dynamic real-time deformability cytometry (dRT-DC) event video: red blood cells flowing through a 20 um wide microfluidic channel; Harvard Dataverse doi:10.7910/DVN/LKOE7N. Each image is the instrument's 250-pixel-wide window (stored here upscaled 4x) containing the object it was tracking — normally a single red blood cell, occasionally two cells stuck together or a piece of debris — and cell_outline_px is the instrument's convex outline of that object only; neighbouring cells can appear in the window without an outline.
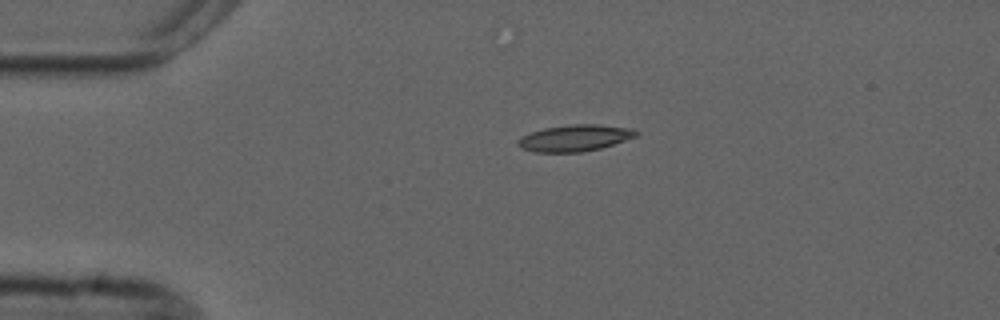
{"species": "common noctule bat (a hibernating species)", "species_latin": "Nyctalus noctula", "temperature_condition": "cold", "stored_images_in_passage": 4, "camera_frame_rate_fps": 3000, "um_per_image_px": 0.085, "animal": {"sex": "male", "forearm_length_mm": 52.5}, "frame": {"image": 1, "passage_image": 4, "time_ms": 4.333, "image_size_px": [1000, 320], "cell_outline_px": [[640, 132], [636, 136], [600, 148], [580, 152], [536, 152], [520, 148], [516, 144], [524, 136], [532, 132], [544, 128], [572, 124], [600, 124], [632, 128]], "centroid_in_image_um": [48.88, 11.72], "position_along_channel_um": 36.1, "area_um2": 18.03}}